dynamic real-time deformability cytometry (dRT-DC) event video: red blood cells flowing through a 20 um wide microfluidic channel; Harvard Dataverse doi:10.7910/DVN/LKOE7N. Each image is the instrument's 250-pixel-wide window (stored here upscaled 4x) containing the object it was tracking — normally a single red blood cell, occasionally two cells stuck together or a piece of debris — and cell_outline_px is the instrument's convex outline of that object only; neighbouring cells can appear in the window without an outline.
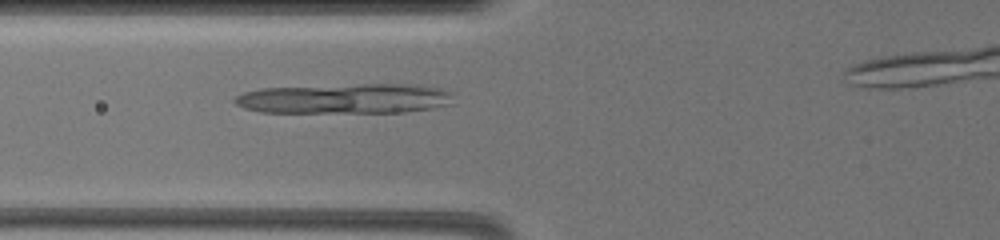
{"species": "common noctule bat (a hibernating species)", "species_latin": "Nyctalus noctula", "temperature_condition": "warm", "stored_images_in_passage": 25, "camera_frame_rate_fps": 3000, "um_per_image_px": 0.085, "animal": {"sex": "female", "body_mass_g": 19.5, "forearm_length_mm": 54.1}, "frame": {"image": 1, "passage_image": 3, "time_ms": 1.333, "image_size_px": [1000, 240], "cell_outline_px": [[448, 104], [432, 108], [404, 112], [260, 112], [244, 108], [236, 104], [232, 100], [236, 96], [244, 92], [260, 88], [360, 84], [420, 84], [440, 88], [448, 92]], "centroid_in_image_um": [29.24, 8.37], "position_along_channel_um": 96.6, "area_um2": 37.97}}
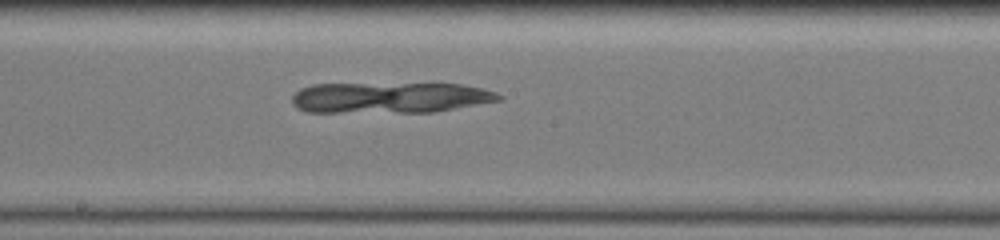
{"frame": {"image": 2, "passage_image": 11, "time_ms": 4.667, "image_size_px": [1000, 240], "cell_outline_px": [[504, 100], [436, 112], [304, 112], [296, 108], [292, 104], [292, 96], [300, 88], [312, 84], [460, 84], [480, 88], [496, 92], [504, 96]], "centroid_in_image_um": [33.16, 8.31], "position_along_channel_um": 215.0, "area_um2": 37.45}}
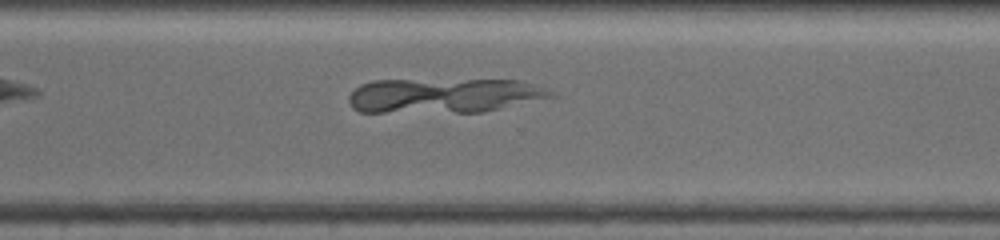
{"frame": {"image": 3, "passage_image": 19, "time_ms": 8.0, "image_size_px": [1000, 240], "cell_outline_px": [[560, 96], [484, 112], [360, 112], [352, 108], [348, 100], [348, 96], [360, 84], [372, 80], [520, 80], [544, 88]], "centroid_in_image_um": [37.74, 8.13], "position_along_channel_um": 332.9, "area_um2": 41.15}}